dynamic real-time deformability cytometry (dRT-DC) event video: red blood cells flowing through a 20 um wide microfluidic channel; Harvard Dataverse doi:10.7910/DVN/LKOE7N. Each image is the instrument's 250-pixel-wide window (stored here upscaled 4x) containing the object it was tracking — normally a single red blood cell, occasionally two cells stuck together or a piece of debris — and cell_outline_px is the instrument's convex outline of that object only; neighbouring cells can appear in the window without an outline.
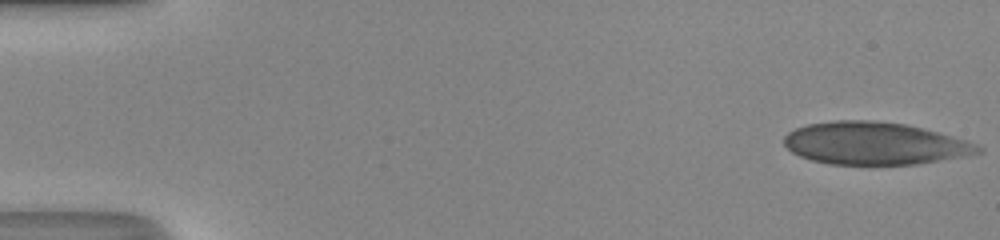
{"species": "human", "species_latin": "Homo sapiens", "temperature_condition": "room temperature", "stored_images_in_passage": 48, "camera_frame_rate_fps": 3000, "um_per_image_px": 0.085, "donor": {"sex": "male"}, "frame": {"image": 1, "passage_image": 1, "time_ms": 0.0, "image_size_px": [1000, 240], "cell_outline_px": [[984, 152], [964, 156], [916, 164], [828, 164], [812, 160], [800, 156], [792, 152], [784, 144], [784, 136], [788, 132], [796, 128], [808, 124], [836, 120], [872, 120], [908, 124], [968, 140], [984, 148]], "centroid_in_image_um": [74.36, 12.18], "position_along_channel_um": 10.6, "area_um2": 48.09}}
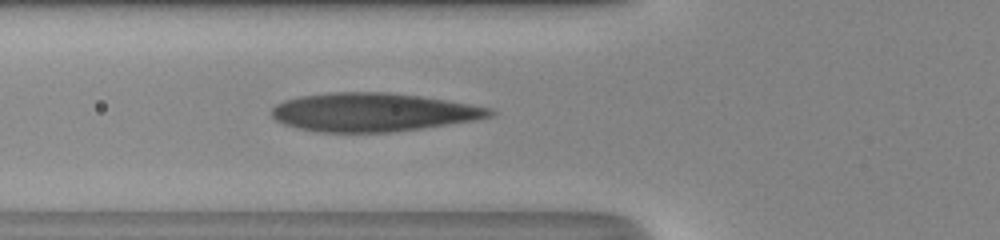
{"frame": {"image": 2, "passage_image": 18, "time_ms": 5.667, "image_size_px": [1000, 240], "cell_outline_px": [[496, 112], [492, 116], [476, 120], [392, 132], [320, 132], [296, 128], [284, 124], [276, 120], [272, 116], [272, 108], [276, 104], [284, 100], [300, 96], [332, 92], [388, 92], [420, 96], [448, 100], [472, 104], [492, 108]], "centroid_in_image_um": [31.72, 9.53], "position_along_channel_um": 94.1, "area_um2": 49.01}}
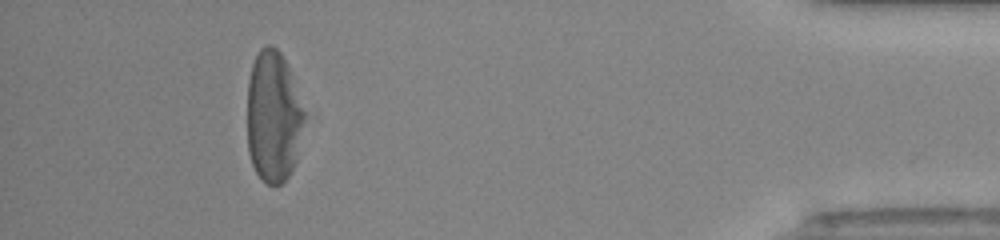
{"frame": {"image": 3, "passage_image": 44, "time_ms": 14.333, "image_size_px": [1000, 240], "cell_outline_px": [[304, 120], [296, 160], [288, 176], [280, 184], [268, 184], [256, 172], [252, 164], [248, 152], [248, 80], [252, 64], [260, 48], [268, 44], [272, 44], [280, 52], [288, 68], [304, 112]], "centroid_in_image_um": [23.21, 9.91], "position_along_channel_um": 412.0, "area_um2": 43.12}, "authors_computed_cell_mechanics": {"area_um2": 48.3786, "velocity_mm_per_s": 4.3267, "shape_relaxation_time_tau1_ms": 5.9723, "shape_relaxation_time_tau2_ms": 1.4821, "deformation_change_tau1": 0.231, "deformation_change_tau2": 0.0924}}